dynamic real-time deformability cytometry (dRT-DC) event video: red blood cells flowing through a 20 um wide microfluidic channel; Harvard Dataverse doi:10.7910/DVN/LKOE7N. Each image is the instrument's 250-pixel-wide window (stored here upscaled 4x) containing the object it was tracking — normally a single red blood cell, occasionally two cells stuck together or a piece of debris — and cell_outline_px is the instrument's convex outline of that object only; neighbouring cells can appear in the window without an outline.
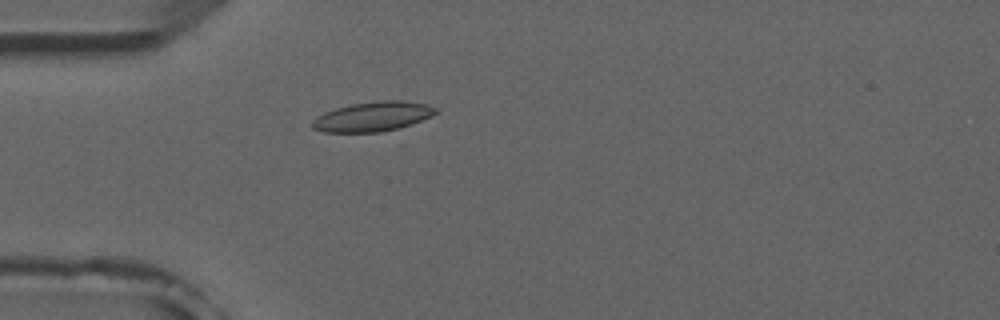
{"species": "common noctule bat (a hibernating species)", "species_latin": "Nyctalus noctula", "temperature_condition": "room temperature", "stored_images_in_passage": 5, "camera_frame_rate_fps": 3000, "um_per_image_px": 0.085, "animal": {"sex": "male", "forearm_length_mm": 52.5}, "frame": {"image": 1, "passage_image": 5, "time_ms": 4.667, "image_size_px": [1000, 320], "cell_outline_px": [[440, 108], [432, 116], [412, 124], [400, 128], [380, 132], [324, 132], [312, 128], [312, 120], [316, 116], [324, 112], [336, 108], [352, 104], [376, 100], [400, 100], [428, 104]], "centroid_in_image_um": [31.71, 9.9], "position_along_channel_um": 53.3, "area_um2": 21.56}}